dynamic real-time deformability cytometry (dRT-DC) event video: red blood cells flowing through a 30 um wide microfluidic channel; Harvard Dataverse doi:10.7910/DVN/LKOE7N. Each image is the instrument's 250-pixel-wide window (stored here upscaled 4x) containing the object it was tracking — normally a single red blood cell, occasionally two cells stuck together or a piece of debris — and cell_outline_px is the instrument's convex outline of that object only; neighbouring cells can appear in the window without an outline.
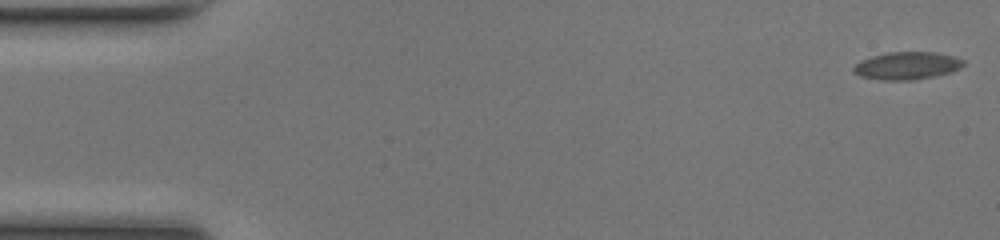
{"species": "common noctule bat (a hibernating species)", "species_latin": "Nyctalus noctula", "temperature_condition": "room temperature", "stored_images_in_passage": 50, "camera_frame_rate_fps": 3000, "um_per_image_px": 0.085, "animal": {"sex": "female", "body_mass_g": 17.0, "forearm_length_mm": 48.0}, "frame": {"image": 1, "passage_image": 1, "time_ms": 0.0, "image_size_px": [1000, 240], "cell_outline_px": [[964, 64], [960, 68], [952, 72], [912, 80], [884, 80], [860, 76], [852, 72], [852, 68], [860, 60], [872, 56], [888, 52], [932, 52], [952, 56], [964, 60]], "centroid_in_image_um": [77.06, 5.58], "position_along_channel_um": 7.9, "area_um2": 17.57}}
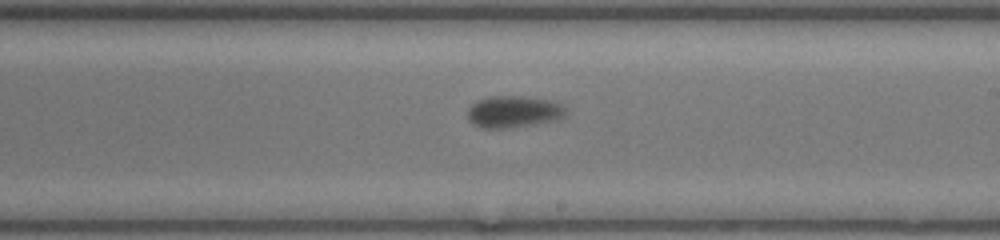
{"frame": {"image": 2, "passage_image": 29, "time_ms": 9.333, "image_size_px": [1000, 240], "cell_outline_px": [[564, 116], [556, 120], [508, 128], [480, 128], [472, 124], [468, 120], [468, 108], [476, 100], [492, 96], [520, 96], [548, 100], [560, 104], [564, 108]], "centroid_in_image_um": [43.58, 9.5], "position_along_channel_um": 245.4, "area_um2": 18.03}}
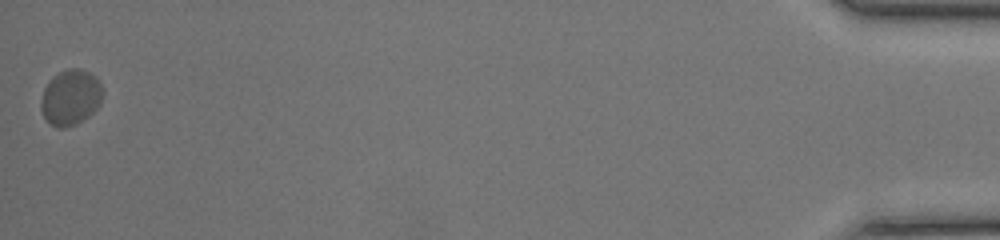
{"frame": {"image": 3, "passage_image": 50, "time_ms": 16.333, "image_size_px": [1000, 240], "cell_outline_px": [[104, 92], [100, 104], [88, 116], [76, 124], [64, 128], [56, 128], [48, 124], [44, 120], [40, 108], [40, 100], [44, 88], [52, 76], [68, 68], [80, 68], [96, 76]], "centroid_in_image_um": [5.97, 8.29], "position_along_channel_um": 429.2, "area_um2": 20.35}, "authors_computed_cell_mechanics": {"area_um2": 18.1203, "velocity_mm_per_s": 4.1164, "shape_relaxation_time_tau1_ms": 2.2094, "shape_relaxation_time_tau2_ms": null, "deformation_change_tau1": 0.0655, "deformation_change_tau2": null}}